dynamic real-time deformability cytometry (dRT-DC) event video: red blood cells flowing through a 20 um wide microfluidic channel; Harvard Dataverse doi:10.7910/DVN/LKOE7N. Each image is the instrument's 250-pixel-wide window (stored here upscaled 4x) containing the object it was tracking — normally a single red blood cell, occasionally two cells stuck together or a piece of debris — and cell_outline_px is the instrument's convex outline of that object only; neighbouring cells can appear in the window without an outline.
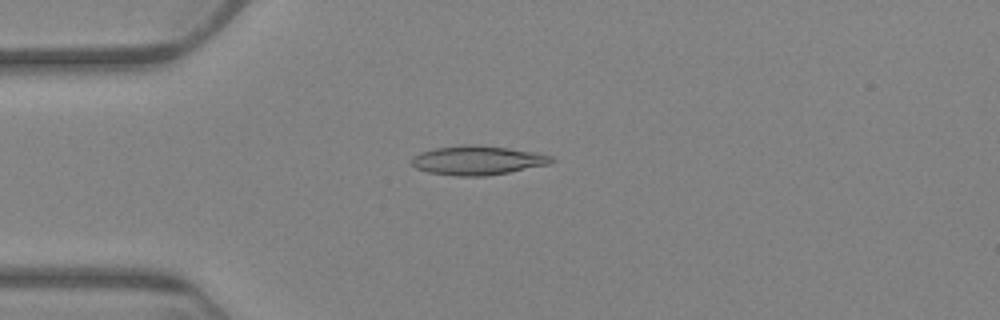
{"species": "Egyptian fruit bat (a non-hibernating species)", "species_latin": "Rousettus aegyptiacus", "temperature_condition": "warm", "stored_images_in_passage": 6, "camera_frame_rate_fps": 3000, "um_per_image_px": 0.085, "animal": {"sex": "female"}, "frame": {"image": 1, "passage_image": 5, "time_ms": 5.0, "image_size_px": [1000, 320], "cell_outline_px": [[556, 160], [552, 164], [508, 172], [484, 176], [456, 176], [428, 172], [416, 168], [412, 164], [412, 156], [420, 152], [436, 148], [464, 144], [476, 144], [508, 148], [532, 152], [552, 156]], "centroid_in_image_um": [40.6, 13.62], "position_along_channel_um": 44.4, "area_um2": 23.76}}